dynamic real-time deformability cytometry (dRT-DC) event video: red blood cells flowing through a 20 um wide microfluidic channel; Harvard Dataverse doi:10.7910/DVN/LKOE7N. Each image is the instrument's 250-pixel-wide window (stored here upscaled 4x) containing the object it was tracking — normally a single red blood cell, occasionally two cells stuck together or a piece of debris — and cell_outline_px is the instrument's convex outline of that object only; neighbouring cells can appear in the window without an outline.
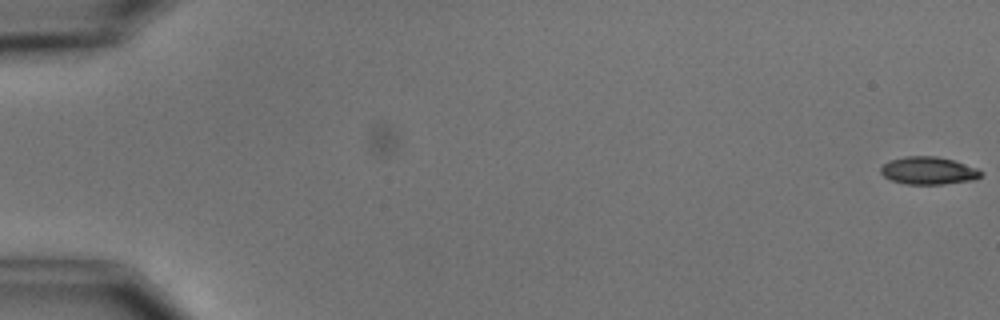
{"species": "common noctule bat (a hibernating species)", "species_latin": "Nyctalus noctula", "temperature_condition": "cold", "stored_images_in_passage": 6, "camera_frame_rate_fps": 3000, "um_per_image_px": 0.085, "animal": {"sex": "male", "body_mass_g": 15.6}, "frame": {"image": 1, "passage_image": 1, "time_ms": 0.0, "image_size_px": [1000, 320], "cell_outline_px": [[984, 172], [976, 180], [944, 184], [904, 184], [892, 180], [884, 176], [880, 172], [880, 168], [888, 160], [904, 156], [936, 156], [952, 160], [976, 168]], "centroid_in_image_um": [78.91, 14.51], "position_along_channel_um": 6.1, "area_um2": 16.18}}
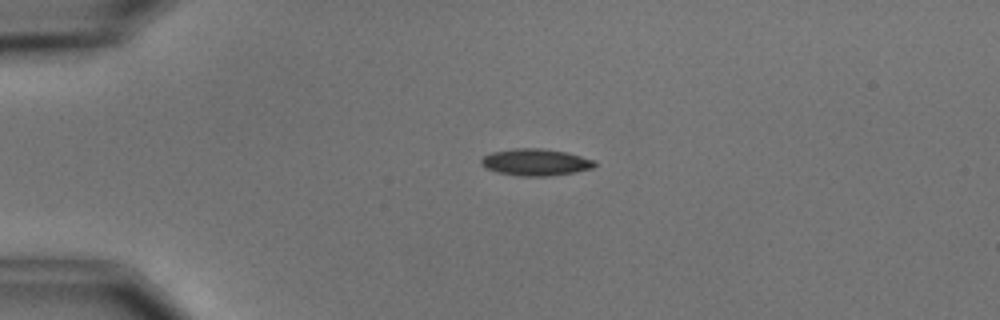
{"frame": {"image": 2, "passage_image": 5, "time_ms": 4.333, "image_size_px": [1000, 320], "cell_outline_px": [[596, 164], [592, 168], [576, 172], [548, 176], [520, 176], [496, 172], [484, 168], [480, 164], [480, 160], [484, 156], [492, 152], [516, 148], [540, 148], [564, 152], [596, 160]], "centroid_in_image_um": [45.5, 13.79], "position_along_channel_um": 39.5, "area_um2": 17.74}}